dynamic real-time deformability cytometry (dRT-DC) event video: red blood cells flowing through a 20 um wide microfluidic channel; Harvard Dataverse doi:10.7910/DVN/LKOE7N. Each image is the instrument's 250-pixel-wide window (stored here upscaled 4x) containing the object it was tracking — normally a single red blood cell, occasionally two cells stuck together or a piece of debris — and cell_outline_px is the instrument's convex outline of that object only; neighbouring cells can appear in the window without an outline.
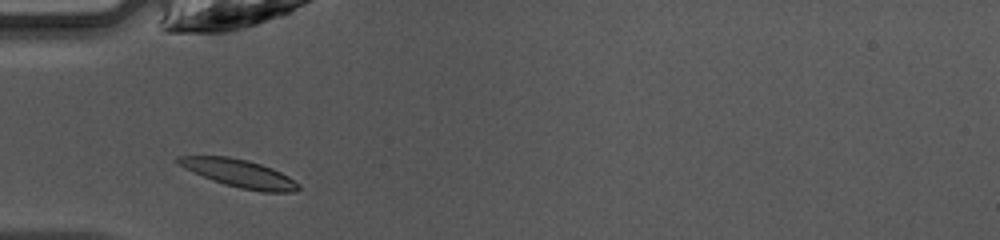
{"species": "common noctule bat (a hibernating species)", "species_latin": "Nyctalus noctula", "temperature_condition": "warm", "stored_images_in_passage": 34, "camera_frame_rate_fps": 3000, "um_per_image_px": 0.085, "animal": {"sex": "female", "body_mass_g": 10.0, "forearm_length_mm": 53.1}, "frame": {"image": 1, "passage_image": 2, "time_ms": 0.333, "image_size_px": [1000, 240], "cell_outline_px": [[300, 188], [296, 192], [260, 192], [240, 188], [224, 184], [212, 180], [184, 168], [176, 164], [176, 156], [228, 156], [248, 160], [272, 168], [288, 176], [300, 184]], "centroid_in_image_um": [20.34, 14.74], "position_along_channel_um": 64.7, "area_um2": 19.59}}
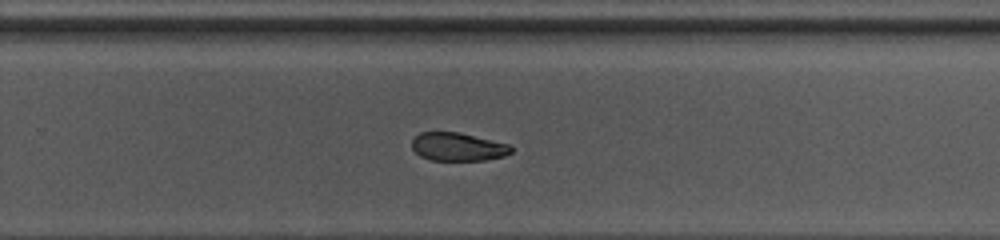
{"frame": {"image": 2, "passage_image": 18, "time_ms": 5.667, "image_size_px": [1000, 240], "cell_outline_px": [[512, 152], [504, 156], [484, 160], [428, 160], [420, 156], [412, 148], [412, 140], [420, 132], [460, 132], [508, 144], [512, 148]], "centroid_in_image_um": [38.9, 12.48], "position_along_channel_um": 290.9, "area_um2": 16.3}}
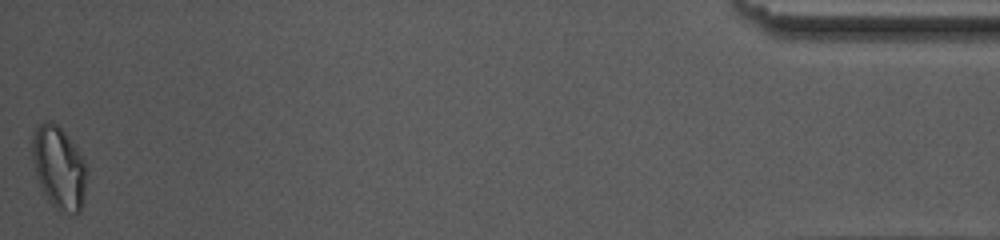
{"frame": {"image": 3, "passage_image": 34, "time_ms": 11.0, "image_size_px": [1000, 240], "cell_outline_px": [[88, 172], [84, 196], [80, 212], [60, 212], [48, 200], [36, 176], [32, 160], [32, 140], [36, 128], [44, 120], [52, 120], [68, 136], [80, 152], [88, 168]], "centroid_in_image_um": [5.03, 14.23], "position_along_channel_um": 430.2, "area_um2": 26.36}, "authors_computed_cell_mechanics": {"area_um2": 18.1203, "velocity_mm_per_s": 4.2552, "shape_relaxation_time_tau1_ms": 2.8189, "shape_relaxation_time_tau2_ms": 4.2617, "deformation_change_tau1": 0.123, "deformation_change_tau2": 0.0855}}